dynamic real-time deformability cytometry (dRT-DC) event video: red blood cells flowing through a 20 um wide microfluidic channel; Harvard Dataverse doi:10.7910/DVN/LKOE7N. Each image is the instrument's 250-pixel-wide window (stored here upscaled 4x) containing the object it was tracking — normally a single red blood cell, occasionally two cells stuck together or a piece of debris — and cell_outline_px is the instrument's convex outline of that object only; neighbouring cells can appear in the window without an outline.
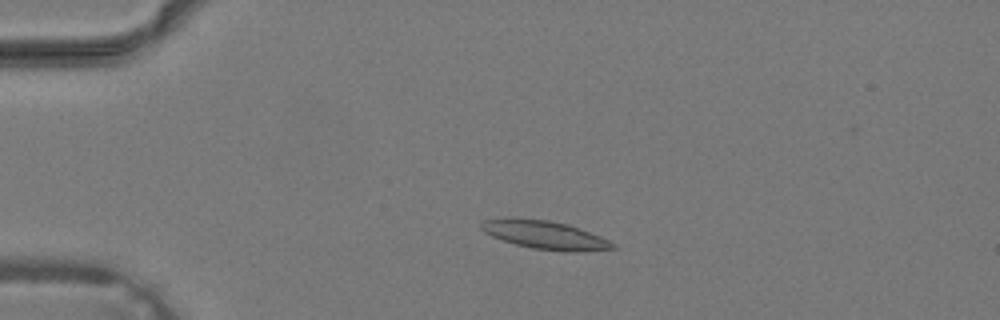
{"species": "common noctule bat (a hibernating species)", "species_latin": "Nyctalus noctula", "temperature_condition": "warm", "stored_images_in_passage": 38, "camera_frame_rate_fps": 3000, "um_per_image_px": 0.085, "animal": {"sex": "male", "body_mass_g": 19.2, "forearm_length_mm": 51.8}, "frame": {"image": 1, "passage_image": 8, "time_ms": 2.333, "image_size_px": [1000, 320], "cell_outline_px": [[620, 248], [576, 252], [564, 252], [532, 248], [516, 244], [492, 236], [484, 232], [480, 228], [480, 224], [484, 220], [548, 220], [568, 224], [600, 236], [616, 244]], "centroid_in_image_um": [46.43, 20.02], "position_along_channel_um": 38.6, "area_um2": 21.1}}
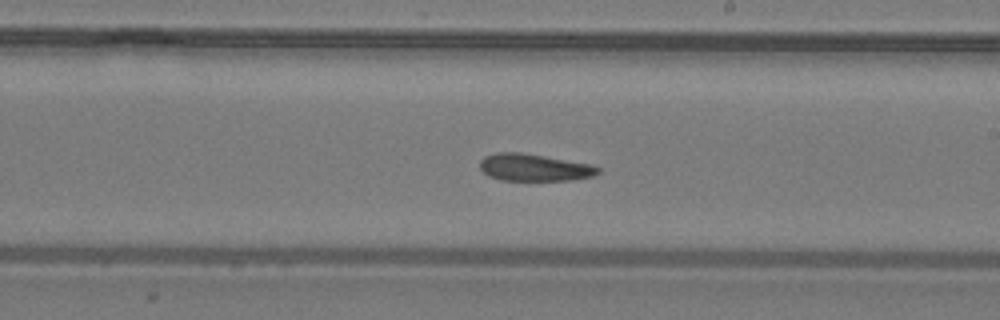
{"frame": {"image": 2, "passage_image": 22, "time_ms": 7.0, "image_size_px": [1000, 320], "cell_outline_px": [[600, 172], [592, 176], [572, 180], [500, 180], [488, 176], [480, 168], [480, 160], [484, 156], [496, 152], [520, 152], [592, 164], [600, 168]], "centroid_in_image_um": [45.39, 14.23], "position_along_channel_um": 243.6, "area_um2": 18.73}}
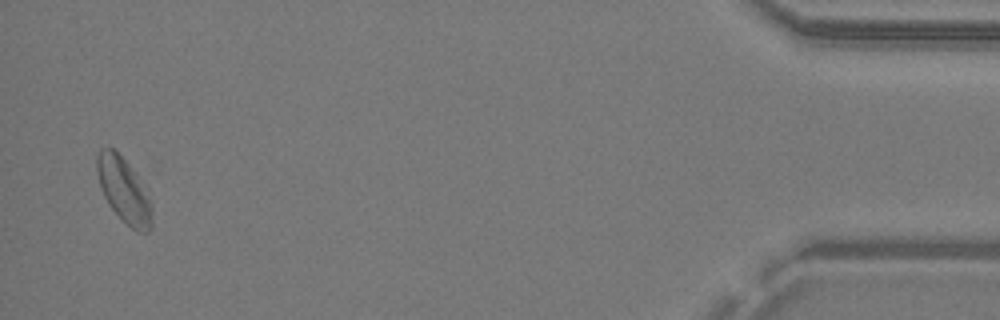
{"frame": {"image": 3, "passage_image": 37, "time_ms": 12.0, "image_size_px": [1000, 320], "cell_outline_px": [[152, 228], [148, 232], [136, 232], [108, 204], [100, 188], [96, 172], [96, 156], [100, 148], [116, 148], [136, 172], [152, 204]], "centroid_in_image_um": [10.52, 16.12], "position_along_channel_um": 424.7, "area_um2": 21.04}}